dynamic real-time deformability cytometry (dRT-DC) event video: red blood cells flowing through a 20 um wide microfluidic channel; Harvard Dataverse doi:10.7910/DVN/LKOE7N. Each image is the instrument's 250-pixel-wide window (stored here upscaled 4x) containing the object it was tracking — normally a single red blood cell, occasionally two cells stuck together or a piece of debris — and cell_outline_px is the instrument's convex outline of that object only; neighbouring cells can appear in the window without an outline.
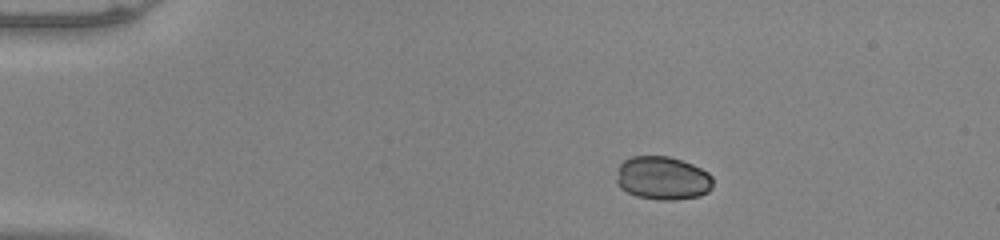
{"species": "common noctule bat (a hibernating species)", "species_latin": "Nyctalus noctula", "temperature_condition": "warm", "stored_images_in_passage": 44, "camera_frame_rate_fps": 3000, "um_per_image_px": 0.085, "animal": {"sex": "male", "body_mass_g": 20.0, "forearm_length_mm": 53.3}, "frame": {"image": 1, "passage_image": 1, "time_ms": 0.0, "image_size_px": [1000, 240], "cell_outline_px": [[712, 188], [708, 192], [700, 196], [676, 200], [660, 200], [636, 196], [620, 188], [616, 184], [616, 180], [620, 164], [624, 160], [632, 156], [668, 156], [692, 164], [708, 172], [712, 176]], "centroid_in_image_um": [56.33, 15.15], "position_along_channel_um": 28.7, "area_um2": 24.51}}
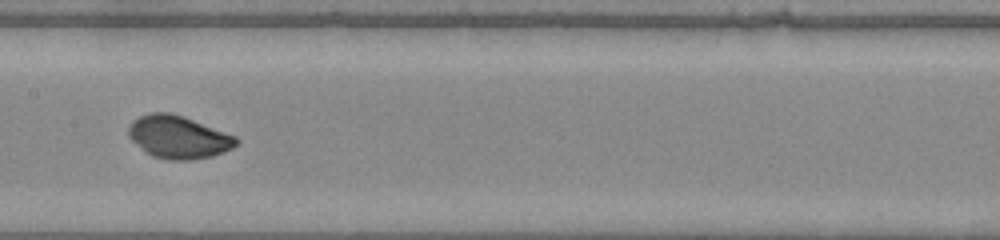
{"frame": {"image": 2, "passage_image": 19, "time_ms": 6.0, "image_size_px": [1000, 240], "cell_outline_px": [[240, 140], [232, 148], [224, 152], [212, 156], [192, 160], [168, 160], [152, 156], [144, 152], [128, 136], [128, 128], [132, 120], [140, 116], [152, 112], [168, 112], [184, 116], [236, 136]], "centroid_in_image_um": [15.15, 11.65], "position_along_channel_um": 192.2, "area_um2": 26.99}}
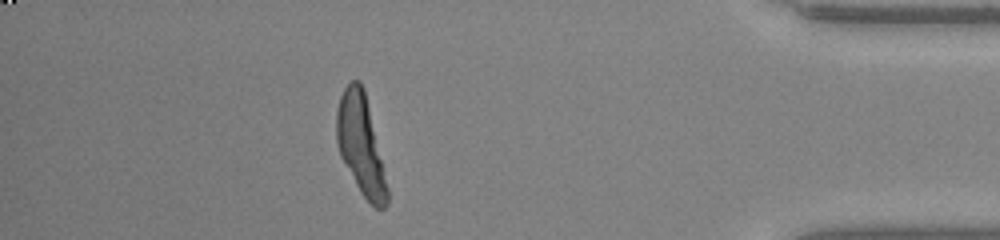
{"frame": {"image": 3, "passage_image": 38, "time_ms": 12.333, "image_size_px": [1000, 240], "cell_outline_px": [[388, 204], [384, 208], [376, 208], [360, 192], [340, 156], [336, 140], [336, 108], [340, 96], [344, 88], [352, 80], [360, 80], [364, 88], [388, 188]], "centroid_in_image_um": [30.64, 12.28], "position_along_channel_um": 404.6, "area_um2": 29.07}, "authors_computed_cell_mechanics": {"area_um2": 27.0504, "velocity_mm_per_s": 3.9802, "shape_relaxation_time_tau1_ms": 1.001, "shape_relaxation_time_tau2_ms": null, "deformation_change_tau1": 0.0326, "deformation_change_tau2": null}}